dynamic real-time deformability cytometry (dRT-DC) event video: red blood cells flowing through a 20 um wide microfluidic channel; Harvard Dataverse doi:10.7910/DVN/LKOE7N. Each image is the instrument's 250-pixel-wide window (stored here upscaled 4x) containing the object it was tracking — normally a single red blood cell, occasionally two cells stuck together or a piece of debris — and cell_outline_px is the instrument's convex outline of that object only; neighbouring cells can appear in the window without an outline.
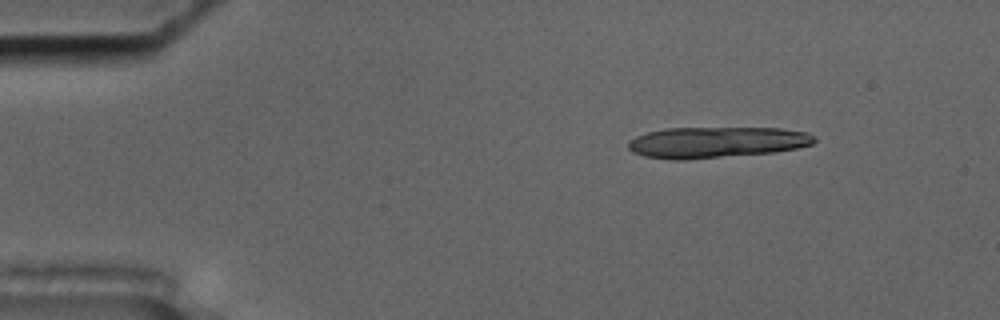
{"species": "common noctule bat (a hibernating species)", "species_latin": "Nyctalus noctula", "temperature_condition": "cold", "stored_images_in_passage": 17, "camera_frame_rate_fps": 3000, "um_per_image_px": 0.085, "animal": {"sex": "male", "body_mass_g": 17.5, "forearm_length_mm": 52.3}, "frame": {"image": 1, "passage_image": 8, "time_ms": 2.333, "image_size_px": [1000, 320], "cell_outline_px": [[816, 140], [812, 144], [796, 148], [776, 152], [684, 160], [676, 160], [644, 156], [632, 152], [628, 148], [628, 140], [636, 136], [648, 132], [664, 128], [780, 128], [808, 132]], "centroid_in_image_um": [60.87, 12.09], "position_along_channel_um": 24.1, "area_um2": 33.76}}